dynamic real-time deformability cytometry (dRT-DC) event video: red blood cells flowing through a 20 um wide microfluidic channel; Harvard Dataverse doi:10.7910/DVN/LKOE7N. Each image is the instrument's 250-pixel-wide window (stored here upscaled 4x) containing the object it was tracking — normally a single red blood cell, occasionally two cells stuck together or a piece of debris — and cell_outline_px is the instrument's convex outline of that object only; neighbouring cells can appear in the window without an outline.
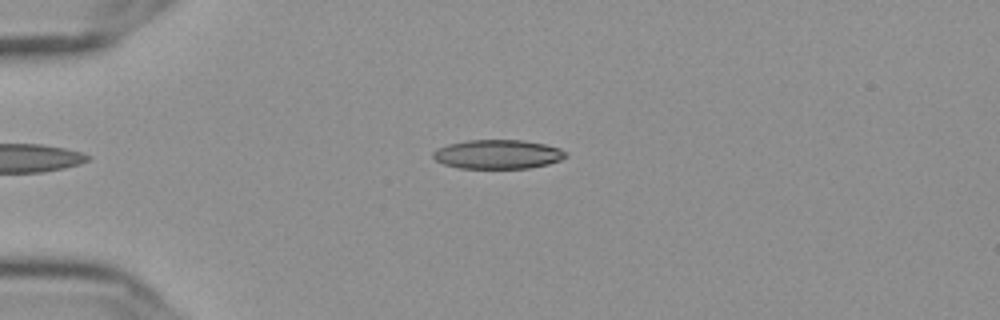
{"species": "Egyptian fruit bat (a non-hibernating species)", "species_latin": "Rousettus aegyptiacus", "temperature_condition": "cold", "stored_images_in_passage": 56, "camera_frame_rate_fps": 3000, "um_per_image_px": 0.085, "frame": {"image": 1, "passage_image": 14, "time_ms": 4.333, "image_size_px": [1000, 320], "cell_outline_px": [[568, 156], [560, 160], [548, 164], [528, 168], [460, 168], [444, 164], [436, 160], [432, 156], [432, 152], [436, 148], [448, 144], [468, 140], [524, 140], [544, 144], [560, 148]], "centroid_in_image_um": [42.29, 13.11], "position_along_channel_um": 42.7, "area_um2": 22.48}}
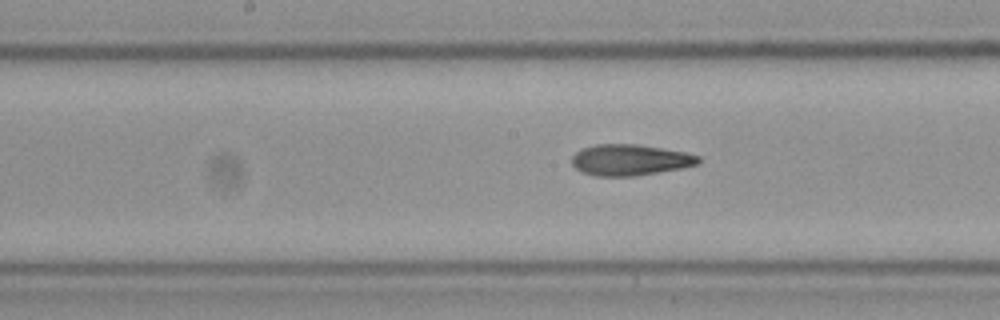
{"frame": {"image": 2, "passage_image": 29, "time_ms": 9.333, "image_size_px": [1000, 320], "cell_outline_px": [[700, 160], [696, 164], [680, 168], [636, 176], [596, 176], [584, 172], [576, 168], [572, 164], [572, 156], [576, 152], [584, 148], [596, 144], [636, 144], [684, 152], [700, 156]], "centroid_in_image_um": [53.53, 13.59], "position_along_channel_um": 194.7, "area_um2": 22.6}}
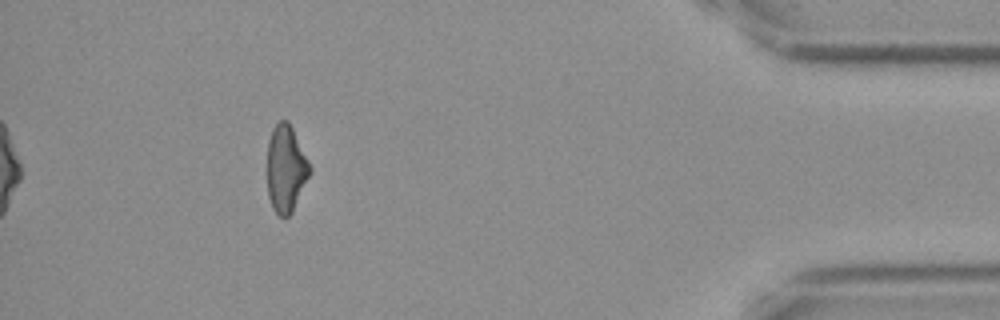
{"frame": {"image": 3, "passage_image": 51, "time_ms": 16.667, "image_size_px": [1000, 320], "cell_outline_px": [[312, 172], [292, 212], [288, 216], [280, 216], [272, 208], [268, 196], [268, 140], [272, 128], [280, 120], [288, 120], [312, 168]], "centroid_in_image_um": [24.31, 14.34], "position_along_channel_um": 410.9, "area_um2": 21.56}, "authors_computed_cell_mechanics": {"area_um2": 22.5709, "velocity_mm_per_s": 3.6375, "shape_relaxation_time_tau1_ms": null, "shape_relaxation_time_tau2_ms": 2.9989, "deformation_change_tau1": null, "deformation_change_tau2": 0.1115}}